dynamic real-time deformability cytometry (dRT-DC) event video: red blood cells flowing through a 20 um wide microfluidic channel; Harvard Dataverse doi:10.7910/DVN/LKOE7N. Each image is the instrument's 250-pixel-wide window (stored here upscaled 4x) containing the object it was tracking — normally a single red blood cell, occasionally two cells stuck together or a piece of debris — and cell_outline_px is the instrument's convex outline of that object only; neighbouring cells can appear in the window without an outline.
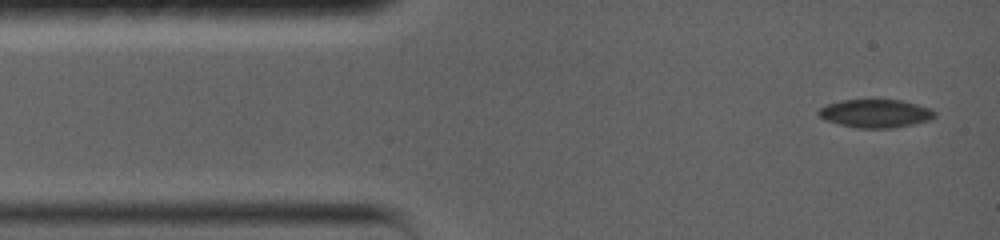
{"species": "common noctule bat (a hibernating species)", "species_latin": "Nyctalus noctula", "temperature_condition": "warm", "stored_images_in_passage": 32, "camera_frame_rate_fps": 5000, "um_per_image_px": 0.085, "animal": {"sex": "female", "body_mass_g": 19.0, "forearm_length_mm": 56.7}, "frame": {"image": 1, "passage_image": 1, "time_ms": 0.0, "image_size_px": [1000, 240], "cell_outline_px": [[936, 116], [928, 120], [912, 124], [892, 128], [856, 128], [824, 120], [816, 112], [820, 108], [828, 104], [840, 100], [900, 100], [932, 108], [936, 112]], "centroid_in_image_um": [74.41, 9.64], "position_along_channel_um": 10.6, "area_um2": 19.07}}
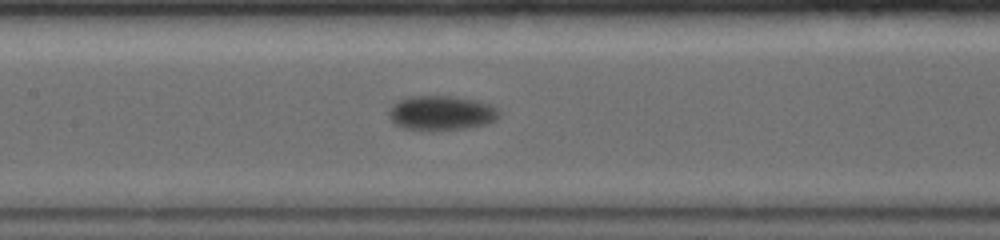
{"frame": {"image": 2, "passage_image": 10, "time_ms": 6.2, "image_size_px": [1000, 240], "cell_outline_px": [[496, 120], [484, 124], [460, 128], [404, 128], [396, 124], [392, 120], [392, 104], [396, 100], [408, 96], [456, 96], [476, 100], [492, 104], [496, 108]], "centroid_in_image_um": [37.52, 9.54], "position_along_channel_um": 169.9, "area_um2": 21.27}}
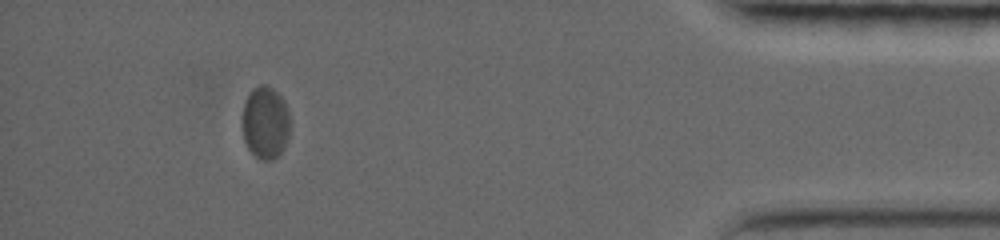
{"frame": {"image": 3, "passage_image": 23, "time_ms": 14.6, "image_size_px": [1000, 240], "cell_outline_px": [[288, 120], [284, 132], [276, 152], [272, 156], [260, 156], [248, 144], [244, 136], [244, 108], [248, 96], [260, 84], [268, 88], [280, 100], [284, 108]], "centroid_in_image_um": [22.46, 10.31], "position_along_channel_um": 412.7, "area_um2": 16.7}, "authors_computed_cell_mechanics": {"area_um2": 18.5538, "velocity_mm_per_s": 3.6259, "shape_relaxation_time_tau1_ms": 2.0739, "shape_relaxation_time_tau2_ms": null, "deformation_change_tau1": 0.0752, "deformation_change_tau2": null}}